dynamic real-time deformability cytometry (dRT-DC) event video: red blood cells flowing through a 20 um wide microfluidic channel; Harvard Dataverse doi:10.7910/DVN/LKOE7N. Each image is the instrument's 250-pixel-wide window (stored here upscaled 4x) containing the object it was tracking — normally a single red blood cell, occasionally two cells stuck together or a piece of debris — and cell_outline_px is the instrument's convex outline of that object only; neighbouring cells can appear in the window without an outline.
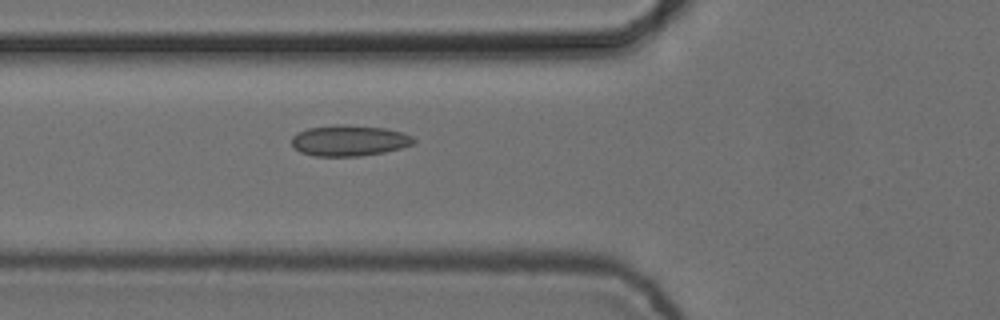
{"species": "common noctule bat (a hibernating species)", "species_latin": "Nyctalus noctula", "temperature_condition": "cold", "stored_images_in_passage": 5, "camera_frame_rate_fps": 3000, "um_per_image_px": 0.085, "animal": {"sex": "female", "body_mass_g": 24.6, "forearm_length_mm": 56.2}, "frame": {"image": 1, "passage_image": 5, "time_ms": 1.333, "image_size_px": [1000, 320], "cell_outline_px": [[416, 140], [412, 144], [400, 148], [384, 152], [360, 156], [312, 156], [300, 152], [292, 148], [292, 136], [296, 132], [308, 128], [336, 124], [344, 124], [384, 128], [400, 132], [412, 136]], "centroid_in_image_um": [29.62, 11.95], "position_along_channel_um": 96.2, "area_um2": 22.08}}